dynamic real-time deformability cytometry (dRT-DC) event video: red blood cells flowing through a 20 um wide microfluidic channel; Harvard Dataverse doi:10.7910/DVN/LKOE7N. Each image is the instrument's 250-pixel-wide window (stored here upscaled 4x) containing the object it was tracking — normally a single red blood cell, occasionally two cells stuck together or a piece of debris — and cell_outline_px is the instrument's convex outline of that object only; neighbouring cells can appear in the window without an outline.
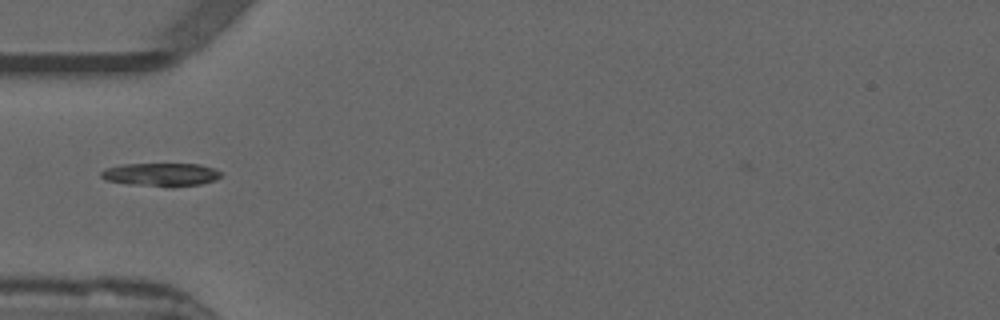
{"species": "common noctule bat (a hibernating species)", "species_latin": "Nyctalus noctula", "temperature_condition": "warm", "stored_images_in_passage": 38, "camera_frame_rate_fps": 3000, "um_per_image_px": 0.085, "animal": {"sex": "male", "forearm_length_mm": 52.5}, "frame": {"image": 1, "passage_image": 2, "time_ms": 0.333, "image_size_px": [1000, 320], "cell_outline_px": [[220, 176], [216, 180], [200, 184], [172, 188], [168, 188], [128, 184], [104, 180], [100, 176], [100, 172], [108, 168], [124, 164], [200, 164], [212, 168], [220, 172]], "centroid_in_image_um": [13.67, 14.86], "position_along_channel_um": 71.3, "area_um2": 16.42}}
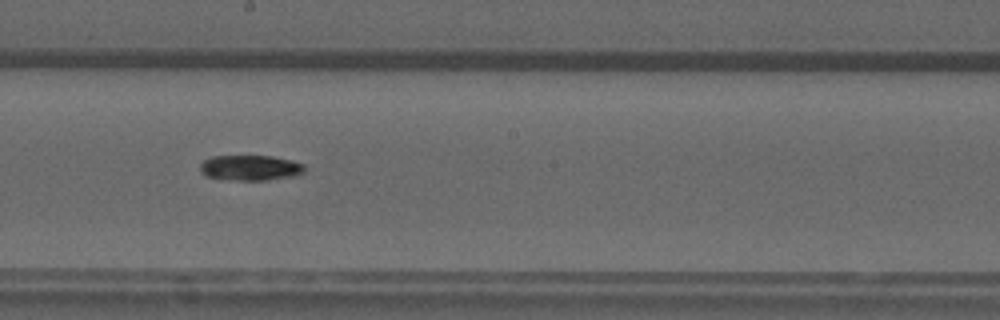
{"frame": {"image": 2, "passage_image": 14, "time_ms": 4.333, "image_size_px": [1000, 320], "cell_outline_px": [[304, 172], [296, 176], [264, 180], [236, 180], [208, 176], [200, 172], [200, 164], [204, 160], [212, 156], [272, 156], [292, 160], [304, 164]], "centroid_in_image_um": [21.3, 14.25], "position_along_channel_um": 226.9, "area_um2": 15.37}}
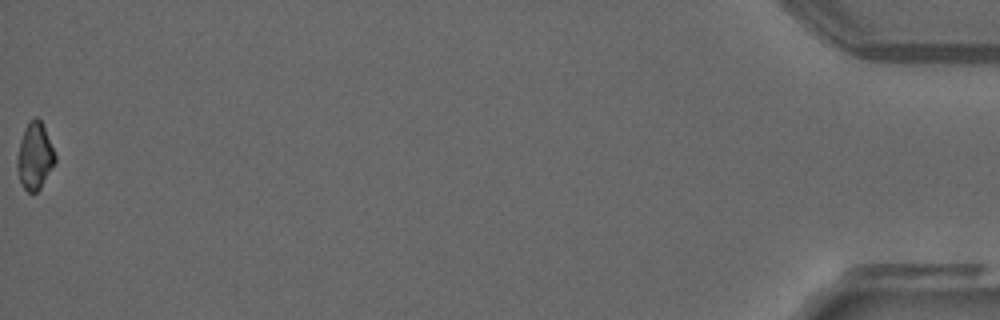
{"frame": {"image": 3, "passage_image": 38, "time_ms": 12.333, "image_size_px": [1000, 320], "cell_outline_px": [[56, 160], [40, 188], [36, 192], [28, 192], [24, 188], [20, 180], [16, 168], [16, 160], [20, 140], [24, 128], [28, 120], [36, 116], [40, 120], [44, 128], [56, 156]], "centroid_in_image_um": [2.92, 13.25], "position_along_channel_um": 432.3, "area_um2": 14.62}, "authors_computed_cell_mechanics": {"area_um2": 15.4037, "velocity_mm_per_s": 3.8823, "shape_relaxation_time_tau1_ms": 7.2597, "shape_relaxation_time_tau2_ms": null, "deformation_change_tau1": 0.2011, "deformation_change_tau2": null}}